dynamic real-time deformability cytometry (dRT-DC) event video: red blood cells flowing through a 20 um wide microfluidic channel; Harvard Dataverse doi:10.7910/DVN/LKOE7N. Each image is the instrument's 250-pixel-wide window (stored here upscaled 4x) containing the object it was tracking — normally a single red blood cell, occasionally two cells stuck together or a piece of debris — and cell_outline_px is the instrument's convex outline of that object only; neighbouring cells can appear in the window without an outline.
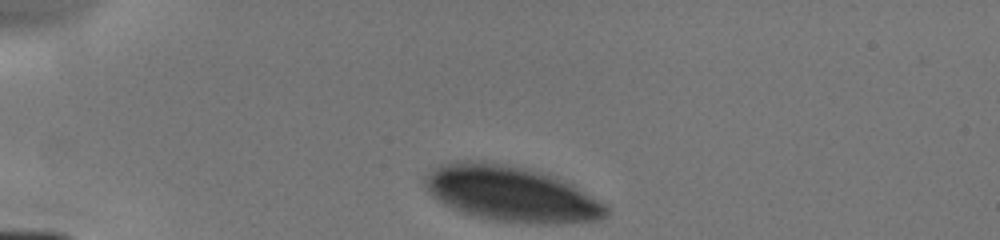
{"species": "human", "species_latin": "Homo sapiens", "temperature_condition": "cold", "stored_images_in_passage": 2, "camera_frame_rate_fps": 3000, "um_per_image_px": 0.085, "donor": {"sex": "male"}, "frame": {"image": 1, "passage_image": 1, "time_ms": 0.0, "image_size_px": [1000, 240], "cell_outline_px": [[608, 216], [600, 220], [560, 224], [528, 224], [488, 220], [472, 216], [460, 212], [436, 200], [428, 192], [424, 184], [424, 176], [432, 168], [440, 164], [456, 160], [480, 160], [508, 164], [552, 176], [568, 184], [604, 204], [608, 208]], "centroid_in_image_um": [43.35, 16.49], "position_along_channel_um": 41.6, "area_um2": 58.9}}